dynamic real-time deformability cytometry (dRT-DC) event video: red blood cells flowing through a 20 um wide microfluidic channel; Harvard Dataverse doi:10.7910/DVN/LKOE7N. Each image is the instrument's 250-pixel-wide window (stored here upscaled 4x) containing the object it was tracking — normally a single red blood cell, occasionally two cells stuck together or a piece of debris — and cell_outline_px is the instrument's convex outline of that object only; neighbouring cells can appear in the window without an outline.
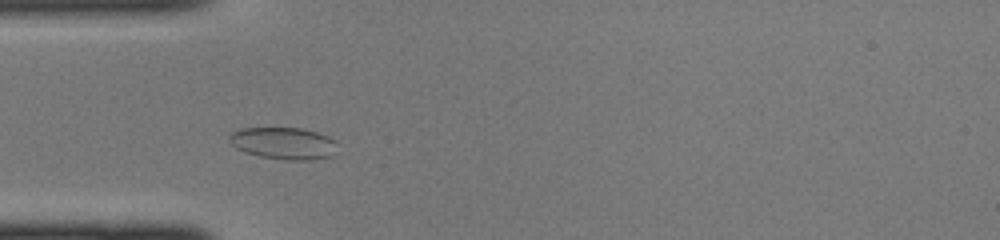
{"species": "common noctule bat (a hibernating species)", "species_latin": "Nyctalus noctula", "temperature_condition": "cold", "stored_images_in_passage": 36, "camera_frame_rate_fps": 3000, "um_per_image_px": 0.085, "animal": {"sex": "female", "body_mass_g": 22.0, "forearm_length_mm": 56.7}, "frame": {"image": 1, "passage_image": 4, "time_ms": 1.0, "image_size_px": [1000, 240], "cell_outline_px": [[336, 140], [332, 156], [304, 160], [288, 160], [260, 156], [244, 152], [236, 148], [228, 140], [228, 136], [232, 132], [244, 128], [300, 128], [316, 132], [328, 136]], "centroid_in_image_um": [24.07, 12.17], "position_along_channel_um": 60.9, "area_um2": 19.94}}
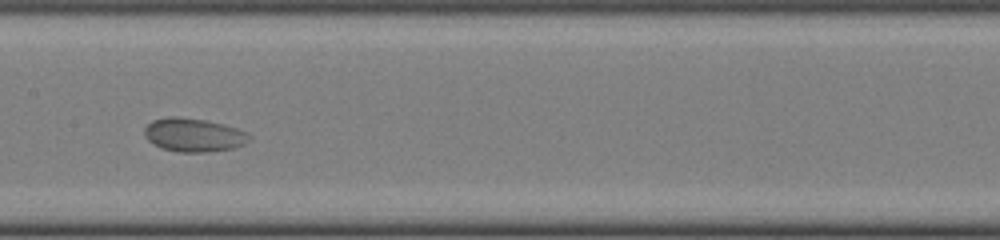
{"frame": {"image": 2, "passage_image": 13, "time_ms": 4.0, "image_size_px": [1000, 240], "cell_outline_px": [[252, 136], [244, 144], [232, 148], [204, 152], [176, 152], [160, 148], [148, 140], [144, 132], [144, 128], [152, 120], [168, 116], [180, 116], [204, 120], [224, 124], [248, 132]], "centroid_in_image_um": [16.44, 11.46], "position_along_channel_um": 191.0, "area_um2": 20.58}}
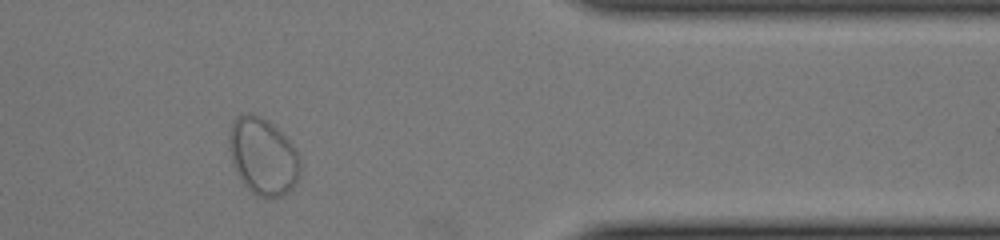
{"frame": {"image": 3, "passage_image": 28, "time_ms": 9.0, "image_size_px": [1000, 240], "cell_outline_px": [[300, 176], [292, 188], [288, 192], [280, 196], [268, 200], [256, 196], [240, 180], [236, 172], [228, 140], [228, 136], [232, 120], [240, 112], [252, 112], [260, 116], [276, 128], [292, 144], [300, 160]], "centroid_in_image_um": [22.33, 13.3], "position_along_channel_um": 389.1, "area_um2": 32.08}}